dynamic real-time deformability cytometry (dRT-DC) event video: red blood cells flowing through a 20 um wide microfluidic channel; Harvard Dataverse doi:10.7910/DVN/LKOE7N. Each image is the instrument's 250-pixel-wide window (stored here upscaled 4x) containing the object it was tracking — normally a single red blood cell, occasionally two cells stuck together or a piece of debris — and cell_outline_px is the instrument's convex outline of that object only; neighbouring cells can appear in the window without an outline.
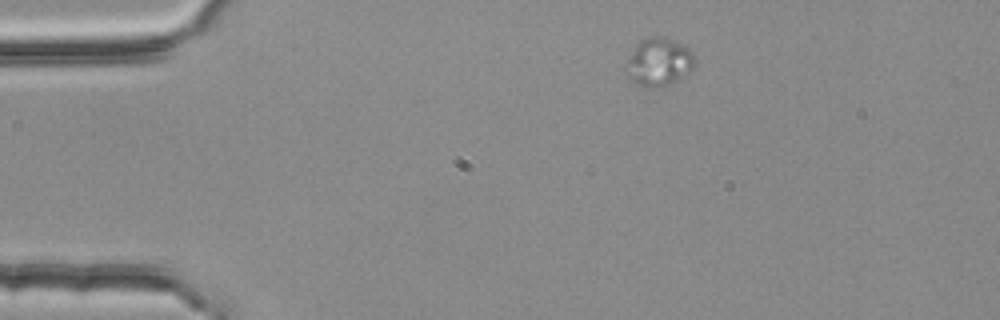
{"species": "common noctule bat (a hibernating species)", "species_latin": "Nyctalus noctula", "temperature_condition": "room temperature", "stored_images_in_passage": 2, "camera_frame_rate_fps": 3000, "um_per_image_px": 0.085, "animal": {"sex": "female", "body_mass_g": 25.1}, "frame": {"image": 1, "passage_image": 1, "time_ms": 0.0, "image_size_px": [1000, 320], "cell_outline_px": [[696, 64], [688, 72], [676, 80], [652, 88], [648, 88], [636, 84], [624, 72], [624, 64], [636, 44], [640, 40], [652, 36], [664, 36], [680, 44], [692, 52], [696, 56]], "centroid_in_image_um": [55.95, 5.25], "position_along_channel_um": 29.0, "area_um2": 19.19}}